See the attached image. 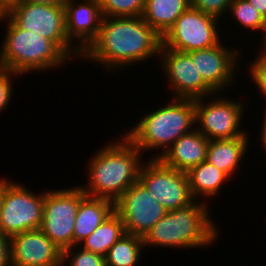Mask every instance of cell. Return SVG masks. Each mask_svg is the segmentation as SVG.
I'll return each mask as SVG.
<instances>
[{
    "label": "cell",
    "mask_w": 266,
    "mask_h": 266,
    "mask_svg": "<svg viewBox=\"0 0 266 266\" xmlns=\"http://www.w3.org/2000/svg\"><path fill=\"white\" fill-rule=\"evenodd\" d=\"M161 46L162 37L142 16L103 17L97 38L81 59L115 72L155 56L159 59Z\"/></svg>",
    "instance_id": "6da1fadb"
},
{
    "label": "cell",
    "mask_w": 266,
    "mask_h": 266,
    "mask_svg": "<svg viewBox=\"0 0 266 266\" xmlns=\"http://www.w3.org/2000/svg\"><path fill=\"white\" fill-rule=\"evenodd\" d=\"M119 142L107 143L88 163L87 186L79 185L86 196L105 198L114 203L139 180L143 153L124 135Z\"/></svg>",
    "instance_id": "7a4b0ae2"
},
{
    "label": "cell",
    "mask_w": 266,
    "mask_h": 266,
    "mask_svg": "<svg viewBox=\"0 0 266 266\" xmlns=\"http://www.w3.org/2000/svg\"><path fill=\"white\" fill-rule=\"evenodd\" d=\"M168 211L143 238L144 247L201 248L216 243L219 229L203 199Z\"/></svg>",
    "instance_id": "3957f363"
},
{
    "label": "cell",
    "mask_w": 266,
    "mask_h": 266,
    "mask_svg": "<svg viewBox=\"0 0 266 266\" xmlns=\"http://www.w3.org/2000/svg\"><path fill=\"white\" fill-rule=\"evenodd\" d=\"M162 106L141 116L138 123L124 133L143 154L157 150L150 158L158 159L181 136L196 127L194 99L173 98Z\"/></svg>",
    "instance_id": "277c9868"
},
{
    "label": "cell",
    "mask_w": 266,
    "mask_h": 266,
    "mask_svg": "<svg viewBox=\"0 0 266 266\" xmlns=\"http://www.w3.org/2000/svg\"><path fill=\"white\" fill-rule=\"evenodd\" d=\"M1 22L7 27L0 50V67L24 76L60 68L70 60L52 41L20 29L7 15L0 17Z\"/></svg>",
    "instance_id": "5b68a950"
},
{
    "label": "cell",
    "mask_w": 266,
    "mask_h": 266,
    "mask_svg": "<svg viewBox=\"0 0 266 266\" xmlns=\"http://www.w3.org/2000/svg\"><path fill=\"white\" fill-rule=\"evenodd\" d=\"M7 16L20 29L35 32L52 41L69 59H81L82 53L67 38L64 4L20 2Z\"/></svg>",
    "instance_id": "8992f818"
},
{
    "label": "cell",
    "mask_w": 266,
    "mask_h": 266,
    "mask_svg": "<svg viewBox=\"0 0 266 266\" xmlns=\"http://www.w3.org/2000/svg\"><path fill=\"white\" fill-rule=\"evenodd\" d=\"M219 94L195 99V128L208 140L249 137V131L240 128L246 103Z\"/></svg>",
    "instance_id": "52a82bcc"
},
{
    "label": "cell",
    "mask_w": 266,
    "mask_h": 266,
    "mask_svg": "<svg viewBox=\"0 0 266 266\" xmlns=\"http://www.w3.org/2000/svg\"><path fill=\"white\" fill-rule=\"evenodd\" d=\"M23 183L4 179L0 208V233L12 237L28 230L40 229L43 218L44 195L29 191Z\"/></svg>",
    "instance_id": "ba28073f"
},
{
    "label": "cell",
    "mask_w": 266,
    "mask_h": 266,
    "mask_svg": "<svg viewBox=\"0 0 266 266\" xmlns=\"http://www.w3.org/2000/svg\"><path fill=\"white\" fill-rule=\"evenodd\" d=\"M85 196L79 186L45 191L40 229L62 251L74 246L75 218Z\"/></svg>",
    "instance_id": "9c48e42d"
},
{
    "label": "cell",
    "mask_w": 266,
    "mask_h": 266,
    "mask_svg": "<svg viewBox=\"0 0 266 266\" xmlns=\"http://www.w3.org/2000/svg\"><path fill=\"white\" fill-rule=\"evenodd\" d=\"M219 20L190 6L164 34L162 45L184 53L213 47L222 39Z\"/></svg>",
    "instance_id": "30bf717a"
},
{
    "label": "cell",
    "mask_w": 266,
    "mask_h": 266,
    "mask_svg": "<svg viewBox=\"0 0 266 266\" xmlns=\"http://www.w3.org/2000/svg\"><path fill=\"white\" fill-rule=\"evenodd\" d=\"M139 180L167 211L184 207L195 200L187 173L168 167L157 158H149L142 164Z\"/></svg>",
    "instance_id": "8fae6325"
},
{
    "label": "cell",
    "mask_w": 266,
    "mask_h": 266,
    "mask_svg": "<svg viewBox=\"0 0 266 266\" xmlns=\"http://www.w3.org/2000/svg\"><path fill=\"white\" fill-rule=\"evenodd\" d=\"M115 211L123 221L125 232L142 238L168 212L140 180L115 202Z\"/></svg>",
    "instance_id": "7c38bea8"
},
{
    "label": "cell",
    "mask_w": 266,
    "mask_h": 266,
    "mask_svg": "<svg viewBox=\"0 0 266 266\" xmlns=\"http://www.w3.org/2000/svg\"><path fill=\"white\" fill-rule=\"evenodd\" d=\"M159 63L169 88L174 92L171 98L198 99L215 92L204 82L191 57L184 52L165 48L160 49Z\"/></svg>",
    "instance_id": "4fadbf2b"
},
{
    "label": "cell",
    "mask_w": 266,
    "mask_h": 266,
    "mask_svg": "<svg viewBox=\"0 0 266 266\" xmlns=\"http://www.w3.org/2000/svg\"><path fill=\"white\" fill-rule=\"evenodd\" d=\"M222 40L215 46L187 52L196 68L200 72L204 82L215 92H224L225 89L237 81V72L241 51L236 47L227 48ZM240 53V54H239ZM238 66V67H237ZM237 68V70H236ZM234 82V83H233ZM231 84V85H230ZM224 90V91H223Z\"/></svg>",
    "instance_id": "5bb4252c"
},
{
    "label": "cell",
    "mask_w": 266,
    "mask_h": 266,
    "mask_svg": "<svg viewBox=\"0 0 266 266\" xmlns=\"http://www.w3.org/2000/svg\"><path fill=\"white\" fill-rule=\"evenodd\" d=\"M79 1L65 0L63 4L67 38L83 53L97 38L103 14L100 0Z\"/></svg>",
    "instance_id": "9a60e30c"
},
{
    "label": "cell",
    "mask_w": 266,
    "mask_h": 266,
    "mask_svg": "<svg viewBox=\"0 0 266 266\" xmlns=\"http://www.w3.org/2000/svg\"><path fill=\"white\" fill-rule=\"evenodd\" d=\"M12 266H62L63 251L41 229L10 237Z\"/></svg>",
    "instance_id": "2e32d148"
},
{
    "label": "cell",
    "mask_w": 266,
    "mask_h": 266,
    "mask_svg": "<svg viewBox=\"0 0 266 266\" xmlns=\"http://www.w3.org/2000/svg\"><path fill=\"white\" fill-rule=\"evenodd\" d=\"M209 140L196 128L173 143L158 159L168 167L188 172L206 160Z\"/></svg>",
    "instance_id": "e0dca14e"
},
{
    "label": "cell",
    "mask_w": 266,
    "mask_h": 266,
    "mask_svg": "<svg viewBox=\"0 0 266 266\" xmlns=\"http://www.w3.org/2000/svg\"><path fill=\"white\" fill-rule=\"evenodd\" d=\"M251 137L209 140L206 161L233 178L248 151Z\"/></svg>",
    "instance_id": "ac0fdd59"
},
{
    "label": "cell",
    "mask_w": 266,
    "mask_h": 266,
    "mask_svg": "<svg viewBox=\"0 0 266 266\" xmlns=\"http://www.w3.org/2000/svg\"><path fill=\"white\" fill-rule=\"evenodd\" d=\"M114 211L113 201L85 196L79 203L75 218L74 245L78 246Z\"/></svg>",
    "instance_id": "d6986e66"
},
{
    "label": "cell",
    "mask_w": 266,
    "mask_h": 266,
    "mask_svg": "<svg viewBox=\"0 0 266 266\" xmlns=\"http://www.w3.org/2000/svg\"><path fill=\"white\" fill-rule=\"evenodd\" d=\"M191 6V0H145L143 20L161 37Z\"/></svg>",
    "instance_id": "ffe728a7"
},
{
    "label": "cell",
    "mask_w": 266,
    "mask_h": 266,
    "mask_svg": "<svg viewBox=\"0 0 266 266\" xmlns=\"http://www.w3.org/2000/svg\"><path fill=\"white\" fill-rule=\"evenodd\" d=\"M187 176L193 198L195 200L198 199V196L199 198L200 196L203 197V199L207 198L205 202L210 198H215L221 192L222 185L231 180L225 172L217 169L206 160L191 168L187 172Z\"/></svg>",
    "instance_id": "44dd1931"
},
{
    "label": "cell",
    "mask_w": 266,
    "mask_h": 266,
    "mask_svg": "<svg viewBox=\"0 0 266 266\" xmlns=\"http://www.w3.org/2000/svg\"><path fill=\"white\" fill-rule=\"evenodd\" d=\"M120 215L114 211L78 246L83 250L106 256L109 249L125 234Z\"/></svg>",
    "instance_id": "7402d4cb"
},
{
    "label": "cell",
    "mask_w": 266,
    "mask_h": 266,
    "mask_svg": "<svg viewBox=\"0 0 266 266\" xmlns=\"http://www.w3.org/2000/svg\"><path fill=\"white\" fill-rule=\"evenodd\" d=\"M144 248L142 237L125 233L109 249L106 266H138Z\"/></svg>",
    "instance_id": "603a6c76"
},
{
    "label": "cell",
    "mask_w": 266,
    "mask_h": 266,
    "mask_svg": "<svg viewBox=\"0 0 266 266\" xmlns=\"http://www.w3.org/2000/svg\"><path fill=\"white\" fill-rule=\"evenodd\" d=\"M230 11V12H229ZM228 12L233 16L234 21L240 23L250 31L255 30L264 35L266 29V19L255 9L248 0H232Z\"/></svg>",
    "instance_id": "cb8c5ba5"
},
{
    "label": "cell",
    "mask_w": 266,
    "mask_h": 266,
    "mask_svg": "<svg viewBox=\"0 0 266 266\" xmlns=\"http://www.w3.org/2000/svg\"><path fill=\"white\" fill-rule=\"evenodd\" d=\"M103 17L142 16L145 0H100Z\"/></svg>",
    "instance_id": "d4e9b609"
},
{
    "label": "cell",
    "mask_w": 266,
    "mask_h": 266,
    "mask_svg": "<svg viewBox=\"0 0 266 266\" xmlns=\"http://www.w3.org/2000/svg\"><path fill=\"white\" fill-rule=\"evenodd\" d=\"M79 248V249H78ZM78 249V250H77ZM68 263V264H67ZM106 266L104 256L74 245L63 251L62 266Z\"/></svg>",
    "instance_id": "484cf974"
},
{
    "label": "cell",
    "mask_w": 266,
    "mask_h": 266,
    "mask_svg": "<svg viewBox=\"0 0 266 266\" xmlns=\"http://www.w3.org/2000/svg\"><path fill=\"white\" fill-rule=\"evenodd\" d=\"M247 67H249L247 70L249 72L247 73H249L251 80L254 82L253 84H256L257 90H259L260 93L263 94L262 96L265 97L264 99H266V56L258 54Z\"/></svg>",
    "instance_id": "4316f807"
},
{
    "label": "cell",
    "mask_w": 266,
    "mask_h": 266,
    "mask_svg": "<svg viewBox=\"0 0 266 266\" xmlns=\"http://www.w3.org/2000/svg\"><path fill=\"white\" fill-rule=\"evenodd\" d=\"M232 0H191V6L195 9L222 19L228 14Z\"/></svg>",
    "instance_id": "83f0119b"
},
{
    "label": "cell",
    "mask_w": 266,
    "mask_h": 266,
    "mask_svg": "<svg viewBox=\"0 0 266 266\" xmlns=\"http://www.w3.org/2000/svg\"><path fill=\"white\" fill-rule=\"evenodd\" d=\"M19 77L20 74L12 72L9 69L0 67V111L7 109L6 107L11 102L13 91L14 77ZM13 78V79H12Z\"/></svg>",
    "instance_id": "f1b7e54d"
},
{
    "label": "cell",
    "mask_w": 266,
    "mask_h": 266,
    "mask_svg": "<svg viewBox=\"0 0 266 266\" xmlns=\"http://www.w3.org/2000/svg\"><path fill=\"white\" fill-rule=\"evenodd\" d=\"M0 266H12L10 237L0 233Z\"/></svg>",
    "instance_id": "f546056e"
},
{
    "label": "cell",
    "mask_w": 266,
    "mask_h": 266,
    "mask_svg": "<svg viewBox=\"0 0 266 266\" xmlns=\"http://www.w3.org/2000/svg\"><path fill=\"white\" fill-rule=\"evenodd\" d=\"M20 3V0H0V16L7 15Z\"/></svg>",
    "instance_id": "4dcf8cb0"
},
{
    "label": "cell",
    "mask_w": 266,
    "mask_h": 266,
    "mask_svg": "<svg viewBox=\"0 0 266 266\" xmlns=\"http://www.w3.org/2000/svg\"><path fill=\"white\" fill-rule=\"evenodd\" d=\"M248 2L266 19V0H248Z\"/></svg>",
    "instance_id": "1f68e13d"
},
{
    "label": "cell",
    "mask_w": 266,
    "mask_h": 266,
    "mask_svg": "<svg viewBox=\"0 0 266 266\" xmlns=\"http://www.w3.org/2000/svg\"><path fill=\"white\" fill-rule=\"evenodd\" d=\"M65 0H20V2L29 4H45V5H56L63 4Z\"/></svg>",
    "instance_id": "d6a6232c"
},
{
    "label": "cell",
    "mask_w": 266,
    "mask_h": 266,
    "mask_svg": "<svg viewBox=\"0 0 266 266\" xmlns=\"http://www.w3.org/2000/svg\"><path fill=\"white\" fill-rule=\"evenodd\" d=\"M264 121H263V125L261 127V132H259L257 136H260L259 140L262 142L264 151H266V111L265 114L263 115Z\"/></svg>",
    "instance_id": "836d02e7"
},
{
    "label": "cell",
    "mask_w": 266,
    "mask_h": 266,
    "mask_svg": "<svg viewBox=\"0 0 266 266\" xmlns=\"http://www.w3.org/2000/svg\"><path fill=\"white\" fill-rule=\"evenodd\" d=\"M261 49L260 52L258 51V54L262 55V56H266V29L264 32V35L261 37Z\"/></svg>",
    "instance_id": "e575fe53"
},
{
    "label": "cell",
    "mask_w": 266,
    "mask_h": 266,
    "mask_svg": "<svg viewBox=\"0 0 266 266\" xmlns=\"http://www.w3.org/2000/svg\"><path fill=\"white\" fill-rule=\"evenodd\" d=\"M3 193H4V178L1 177L0 179V208L2 204Z\"/></svg>",
    "instance_id": "d590c367"
}]
</instances>
